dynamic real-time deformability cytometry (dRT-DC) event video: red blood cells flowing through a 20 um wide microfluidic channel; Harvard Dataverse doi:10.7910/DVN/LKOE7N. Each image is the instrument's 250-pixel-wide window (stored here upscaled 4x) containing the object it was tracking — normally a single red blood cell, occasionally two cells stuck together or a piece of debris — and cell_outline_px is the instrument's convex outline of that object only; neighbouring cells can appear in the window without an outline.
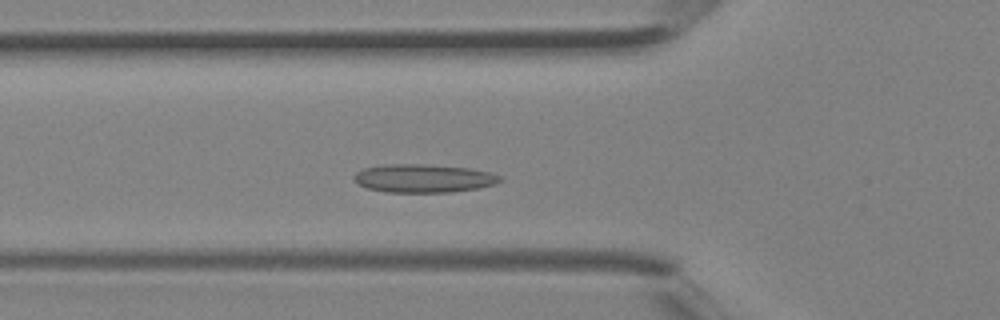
{"species": "Egyptian fruit bat (a non-hibernating species)", "species_latin": "Rousettus aegyptiacus", "temperature_condition": "room temperature", "stored_images_in_passage": 31, "segment_of_instrument_passage": [1, 2], "camera_frame_rate_fps": 3000, "um_per_image_px": 0.085, "animal": {"sex": "female"}, "frame": {"image": 1, "passage_image": 4, "time_ms": 1.0, "image_size_px": [1000, 320], "cell_outline_px": [[504, 180], [492, 184], [476, 188], [452, 192], [388, 192], [368, 188], [356, 184], [356, 172], [364, 168], [380, 164], [428, 164], [468, 168], [492, 172], [500, 176]], "centroid_in_image_um": [36.0, 15.15], "position_along_channel_um": 89.8, "area_um2": 24.04}}
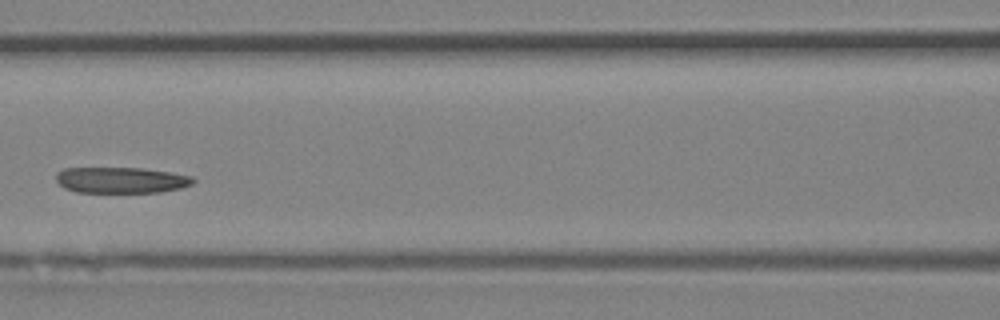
{"frame": {"image": 2, "passage_image": 8, "time_ms": 2.333, "image_size_px": [1000, 320], "cell_outline_px": [[196, 180], [192, 184], [180, 188], [160, 192], [76, 192], [64, 188], [56, 180], [56, 172], [64, 168], [140, 168], [168, 172], [192, 176]], "centroid_in_image_um": [10.27, 15.31], "position_along_channel_um": 156.3, "area_um2": 20.69}}
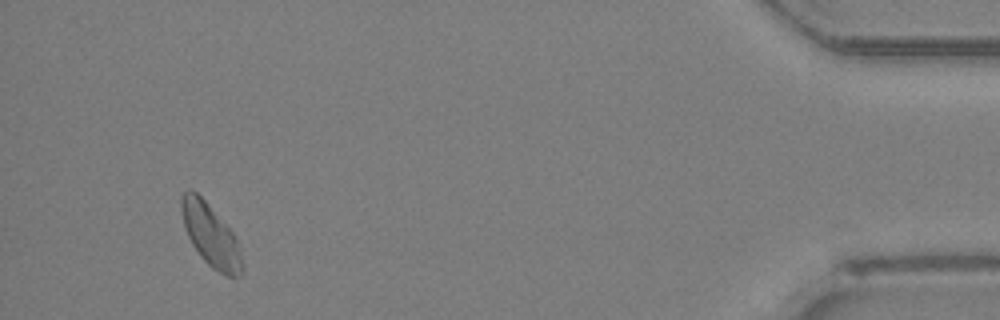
{"frame": {"image": 3, "passage_image": 28, "time_ms": 9.0, "image_size_px": [1000, 320], "cell_outline_px": [[244, 272], [240, 276], [228, 276], [212, 268], [204, 260], [192, 244], [188, 236], [184, 224], [180, 208], [180, 196], [188, 188], [196, 192], [204, 200], [236, 236], [244, 264]], "centroid_in_image_um": [17.92, 20.01], "position_along_channel_um": 417.3, "area_um2": 21.96}}